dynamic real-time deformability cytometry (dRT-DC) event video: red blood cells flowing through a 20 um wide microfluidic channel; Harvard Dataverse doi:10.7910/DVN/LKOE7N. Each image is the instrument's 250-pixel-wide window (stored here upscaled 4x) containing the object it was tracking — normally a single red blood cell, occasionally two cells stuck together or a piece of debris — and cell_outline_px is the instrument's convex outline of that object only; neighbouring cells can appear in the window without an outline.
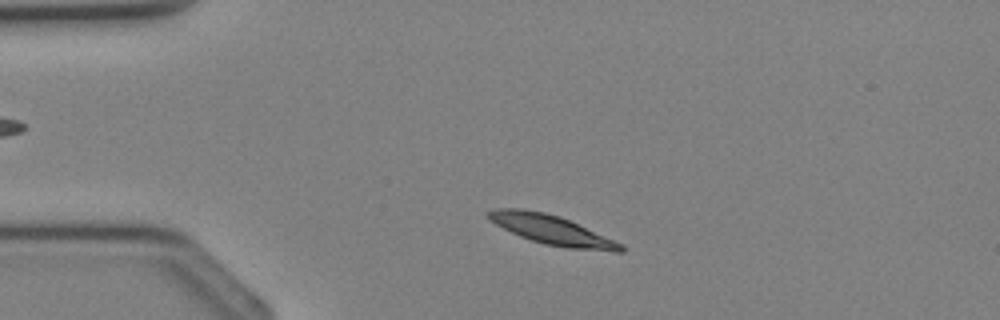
{"species": "Egyptian fruit bat (a non-hibernating species)", "species_latin": "Rousettus aegyptiacus", "temperature_condition": "cold", "stored_images_in_passage": 32, "camera_frame_rate_fps": 3000, "um_per_image_px": 0.085, "animal": {"sex": "female"}, "frame": {"image": 1, "passage_image": 3, "time_ms": 0.667, "image_size_px": [1000, 320], "cell_outline_px": [[624, 252], [612, 252], [568, 248], [544, 244], [520, 236], [496, 224], [484, 212], [496, 208], [524, 208], [544, 212], [560, 216], [624, 244]], "centroid_in_image_um": [46.94, 19.55], "position_along_channel_um": 38.1, "area_um2": 22.66}}
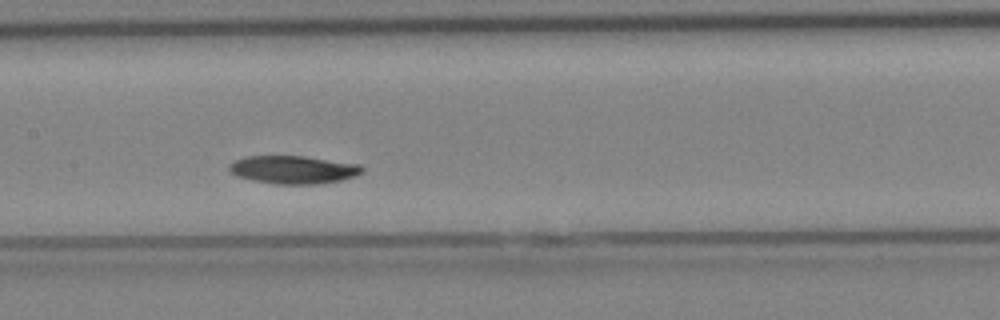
{"frame": {"image": 2, "passage_image": 13, "time_ms": 4.0, "image_size_px": [1000, 320], "cell_outline_px": [[364, 172], [340, 180], [320, 184], [276, 184], [252, 180], [236, 176], [228, 168], [228, 164], [236, 160], [248, 156], [304, 156], [360, 164], [364, 168]], "centroid_in_image_um": [24.93, 14.42], "position_along_channel_um": 182.5, "area_um2": 21.68}}
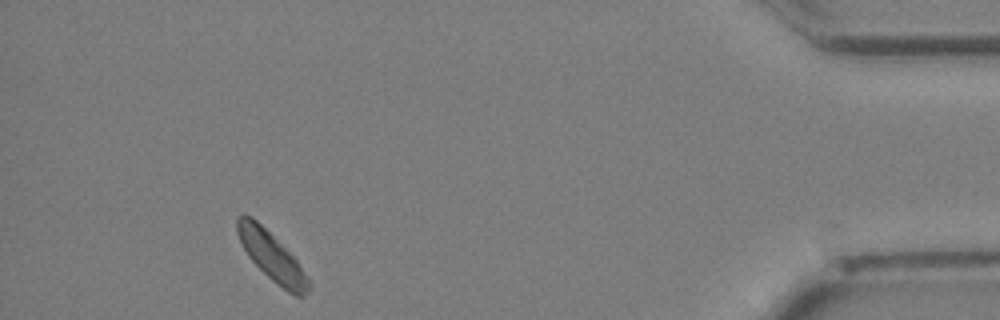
{"frame": {"image": 3, "passage_image": 29, "time_ms": 9.333, "image_size_px": [1000, 320], "cell_outline_px": [[308, 292], [304, 296], [296, 296], [288, 292], [272, 280], [248, 256], [236, 232], [236, 216], [244, 212], [252, 216], [296, 260], [308, 280]], "centroid_in_image_um": [23.03, 21.75], "position_along_channel_um": 412.2, "area_um2": 19.48}}